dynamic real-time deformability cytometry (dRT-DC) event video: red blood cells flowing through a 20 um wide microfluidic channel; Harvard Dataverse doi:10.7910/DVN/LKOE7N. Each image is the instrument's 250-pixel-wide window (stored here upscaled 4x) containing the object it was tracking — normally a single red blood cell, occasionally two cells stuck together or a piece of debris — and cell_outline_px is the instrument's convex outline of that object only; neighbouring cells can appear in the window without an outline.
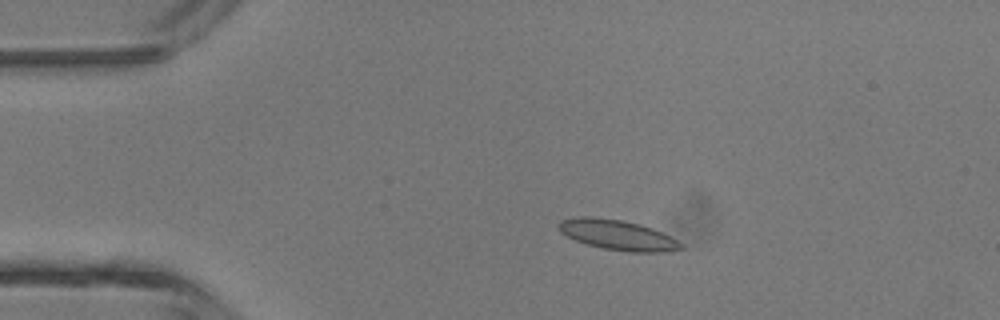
{"species": "common noctule bat (a hibernating species)", "species_latin": "Nyctalus noctula", "temperature_condition": "room temperature", "stored_images_in_passage": 2, "camera_frame_rate_fps": 3000, "um_per_image_px": 0.085, "animal": {"sex": "male", "body_mass_g": 13.3}, "frame": {"image": 1, "passage_image": 2, "time_ms": 1.0, "image_size_px": [1000, 320], "cell_outline_px": [[684, 248], [664, 252], [628, 252], [604, 248], [588, 244], [576, 240], [560, 232], [556, 224], [560, 220], [580, 216], [592, 216], [620, 220], [640, 224], [652, 228], [684, 244]], "centroid_in_image_um": [52.47, 19.96], "position_along_channel_um": 32.5, "area_um2": 21.33}}